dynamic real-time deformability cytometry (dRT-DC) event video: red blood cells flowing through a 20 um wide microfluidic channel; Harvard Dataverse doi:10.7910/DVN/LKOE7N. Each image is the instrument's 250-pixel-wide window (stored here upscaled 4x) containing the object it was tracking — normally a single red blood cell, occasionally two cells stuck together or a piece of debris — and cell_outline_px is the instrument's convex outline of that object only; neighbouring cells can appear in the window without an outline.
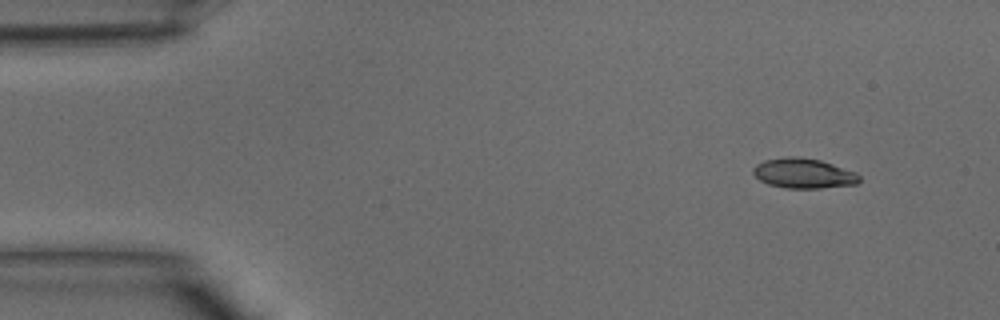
{"species": "common noctule bat (a hibernating species)", "species_latin": "Nyctalus noctula", "temperature_condition": "warm", "stored_images_in_passage": 37, "camera_frame_rate_fps": 3000, "um_per_image_px": 0.085, "animal": {"sex": "male", "body_mass_g": 15.6}, "frame": {"image": 1, "passage_image": 1, "time_ms": 0.0, "image_size_px": [1000, 320], "cell_outline_px": [[860, 180], [856, 184], [820, 188], [784, 188], [768, 184], [760, 180], [752, 172], [752, 168], [756, 164], [764, 160], [788, 156], [796, 156], [820, 160], [856, 172], [860, 176]], "centroid_in_image_um": [68.28, 14.73], "position_along_channel_um": 16.7, "area_um2": 18.55}}
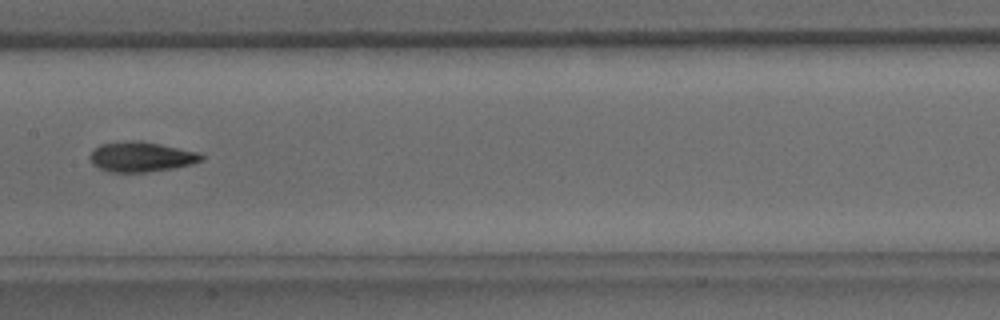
{"frame": {"image": 2, "passage_image": 17, "time_ms": 5.333, "image_size_px": [1000, 320], "cell_outline_px": [[204, 160], [192, 164], [172, 168], [148, 172], [112, 172], [100, 168], [92, 164], [88, 160], [88, 156], [100, 144], [132, 140], [140, 140], [160, 144], [196, 152], [204, 156]], "centroid_in_image_um": [11.98, 13.33], "position_along_channel_um": 195.4, "area_um2": 19.42}}
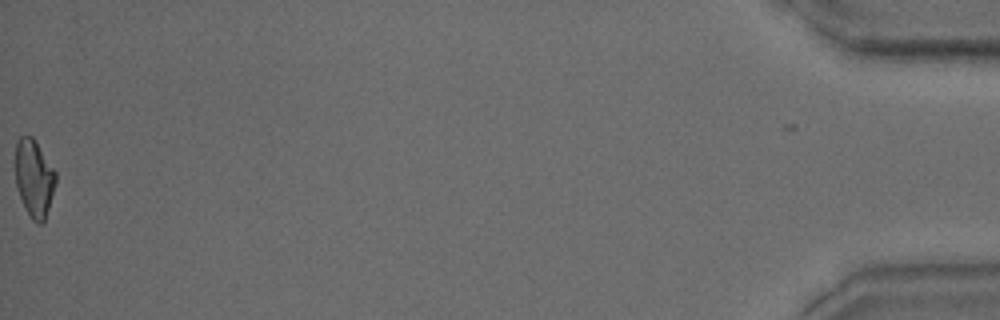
{"frame": {"image": 3, "passage_image": 37, "time_ms": 12.0, "image_size_px": [1000, 320], "cell_outline_px": [[56, 184], [44, 220], [40, 224], [36, 224], [32, 220], [24, 208], [16, 184], [16, 140], [20, 136], [32, 136], [56, 172]], "centroid_in_image_um": [2.9, 15.16], "position_along_channel_um": 432.3, "area_um2": 18.03}}